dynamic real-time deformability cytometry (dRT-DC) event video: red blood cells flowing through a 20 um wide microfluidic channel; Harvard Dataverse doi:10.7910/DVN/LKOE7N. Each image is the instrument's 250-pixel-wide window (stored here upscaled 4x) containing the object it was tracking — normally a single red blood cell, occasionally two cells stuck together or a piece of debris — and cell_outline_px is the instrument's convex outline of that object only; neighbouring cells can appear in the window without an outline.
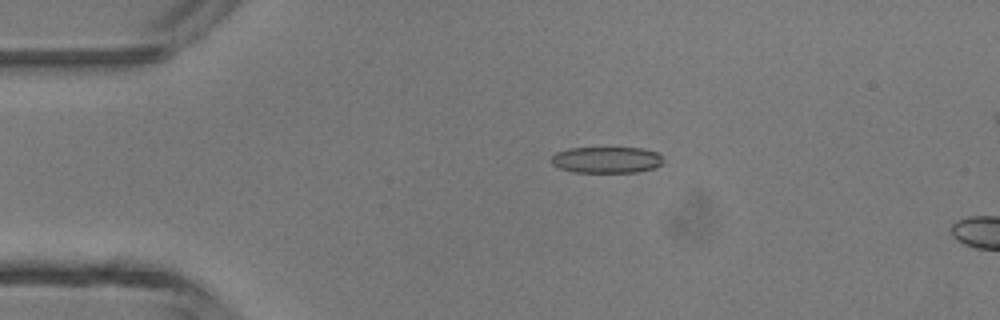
{"species": "common noctule bat (a hibernating species)", "species_latin": "Nyctalus noctula", "temperature_condition": "room temperature", "stored_images_in_passage": 4, "camera_frame_rate_fps": 3000, "um_per_image_px": 0.085, "animal": {"sex": "male", "body_mass_g": 13.3}, "frame": {"image": 1, "passage_image": 1, "time_ms": 0.0, "image_size_px": [1000, 320], "cell_outline_px": [[664, 160], [656, 168], [636, 172], [572, 172], [560, 168], [552, 164], [552, 156], [556, 152], [568, 148], [644, 148], [656, 152]], "centroid_in_image_um": [51.56, 13.59], "position_along_channel_um": 33.4, "area_um2": 17.17}}